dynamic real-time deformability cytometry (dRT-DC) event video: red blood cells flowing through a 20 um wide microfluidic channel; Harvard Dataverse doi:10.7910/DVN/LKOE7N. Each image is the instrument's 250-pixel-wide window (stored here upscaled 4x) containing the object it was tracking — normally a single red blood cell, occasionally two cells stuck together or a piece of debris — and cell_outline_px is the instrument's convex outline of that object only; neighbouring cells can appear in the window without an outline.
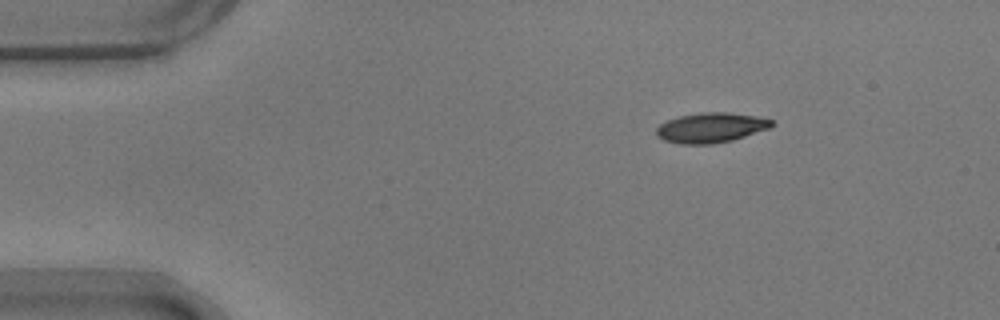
{"species": "common noctule bat (a hibernating species)", "species_latin": "Nyctalus noctula", "temperature_condition": "warm", "stored_images_in_passage": 6, "camera_frame_rate_fps": 3000, "um_per_image_px": 0.085, "animal": {"sex": "male", "body_mass_g": 17.9}, "frame": {"image": 1, "passage_image": 1, "time_ms": 0.0, "image_size_px": [1000, 320], "cell_outline_px": [[776, 124], [768, 128], [732, 140], [712, 144], [680, 144], [664, 140], [656, 136], [656, 128], [660, 124], [668, 120], [680, 116], [700, 112], [728, 112], [752, 116], [772, 120]], "centroid_in_image_um": [60.38, 10.85], "position_along_channel_um": 24.6, "area_um2": 19.94}}